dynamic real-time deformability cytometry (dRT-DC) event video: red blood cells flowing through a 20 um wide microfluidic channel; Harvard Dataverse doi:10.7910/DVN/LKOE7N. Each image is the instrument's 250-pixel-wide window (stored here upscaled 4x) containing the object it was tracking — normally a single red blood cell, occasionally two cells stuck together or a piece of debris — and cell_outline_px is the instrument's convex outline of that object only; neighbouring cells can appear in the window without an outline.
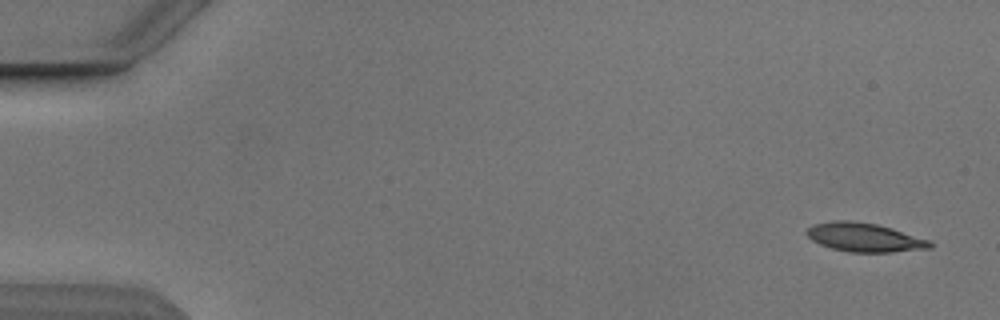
{"species": "Egyptian fruit bat (a non-hibernating species)", "species_latin": "Rousettus aegyptiacus", "temperature_condition": "cold", "stored_images_in_passage": 3, "camera_frame_rate_fps": 3000, "um_per_image_px": 0.085, "animal": {"sex": "male"}, "frame": {"image": 1, "passage_image": 1, "time_ms": 0.0, "image_size_px": [1000, 320], "cell_outline_px": [[932, 248], [892, 252], [848, 252], [832, 248], [820, 244], [812, 240], [804, 232], [812, 224], [832, 220], [852, 220], [876, 224], [892, 228], [932, 240]], "centroid_in_image_um": [73.48, 20.17], "position_along_channel_um": 11.5, "area_um2": 20.92}}